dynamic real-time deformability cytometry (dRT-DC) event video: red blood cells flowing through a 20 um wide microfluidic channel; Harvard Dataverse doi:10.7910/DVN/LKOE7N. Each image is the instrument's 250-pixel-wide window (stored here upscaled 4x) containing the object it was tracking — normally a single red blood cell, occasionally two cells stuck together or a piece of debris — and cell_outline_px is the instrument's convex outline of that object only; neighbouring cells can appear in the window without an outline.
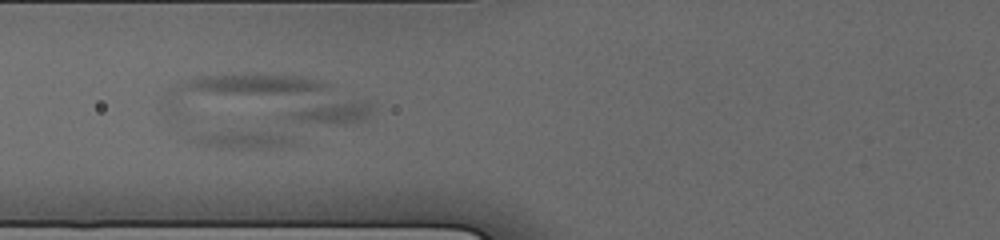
{"species": "human", "species_latin": "Homo sapiens", "temperature_condition": "cold", "stored_images_in_passage": 5, "camera_frame_rate_fps": 3000, "um_per_image_px": 0.085, "donor": {"sex": "male"}, "frame": {"image": 1, "passage_image": 3, "time_ms": 2.333, "image_size_px": [1000, 240], "cell_outline_px": [[372, 104], [368, 116], [360, 120], [348, 124], [180, 128], [168, 120], [164, 116], [160, 104], [160, 100], [176, 84], [184, 80], [196, 76], [248, 72], [256, 72], [300, 76], [320, 80], [332, 84]], "centroid_in_image_um": [22.09, 8.65], "position_along_channel_um": 103.7, "area_um2": 67.68}}